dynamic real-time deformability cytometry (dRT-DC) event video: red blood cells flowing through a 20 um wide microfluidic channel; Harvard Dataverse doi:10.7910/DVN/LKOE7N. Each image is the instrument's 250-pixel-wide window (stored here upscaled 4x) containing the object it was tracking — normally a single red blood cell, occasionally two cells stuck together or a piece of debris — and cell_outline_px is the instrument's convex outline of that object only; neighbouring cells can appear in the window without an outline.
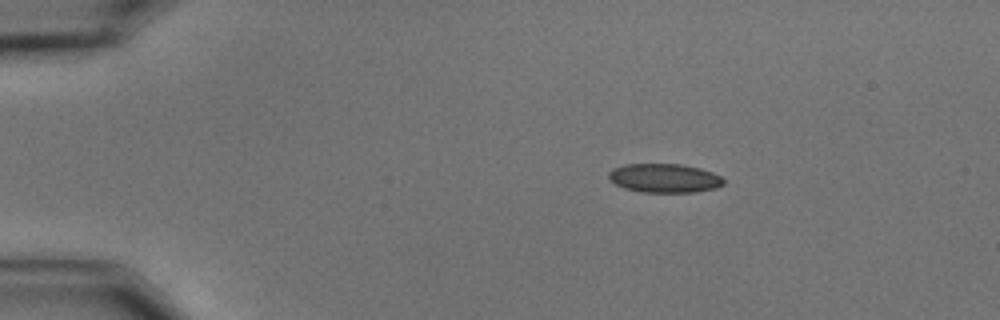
{"species": "common noctule bat (a hibernating species)", "species_latin": "Nyctalus noctula", "temperature_condition": "cold", "stored_images_in_passage": 48, "camera_frame_rate_fps": 3000, "um_per_image_px": 0.085, "animal": {"sex": "male", "body_mass_g": 15.6}, "frame": {"image": 1, "passage_image": 1, "time_ms": 0.0, "image_size_px": [1000, 320], "cell_outline_px": [[724, 184], [716, 188], [696, 192], [644, 192], [624, 188], [608, 180], [608, 172], [612, 168], [624, 164], [680, 164], [700, 168], [712, 172], [720, 176], [724, 180]], "centroid_in_image_um": [56.45, 15.14], "position_along_channel_um": 28.5, "area_um2": 19.48}}
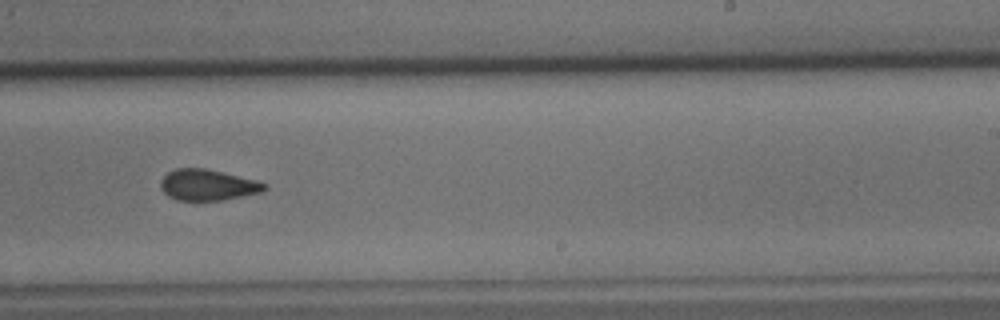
{"frame": {"image": 2, "passage_image": 27, "time_ms": 8.667, "image_size_px": [1000, 320], "cell_outline_px": [[268, 188], [264, 192], [224, 200], [176, 200], [168, 196], [160, 188], [160, 180], [168, 172], [176, 168], [204, 168], [256, 180], [268, 184]], "centroid_in_image_um": [17.67, 15.73], "position_along_channel_um": 271.3, "area_um2": 18.9}}
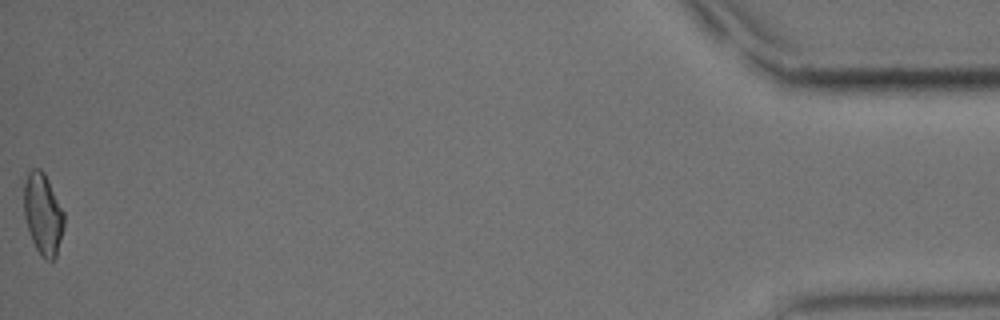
{"frame": {"image": 3, "passage_image": 48, "time_ms": 15.667, "image_size_px": [1000, 320], "cell_outline_px": [[64, 228], [56, 256], [52, 260], [44, 260], [40, 256], [32, 240], [24, 216], [24, 184], [28, 172], [32, 168], [40, 168], [44, 172], [64, 212]], "centroid_in_image_um": [3.65, 18.2], "position_along_channel_um": 431.5, "area_um2": 19.02}, "authors_computed_cell_mechanics": {"area_um2": 19.3341, "velocity_mm_per_s": 3.562, "shape_relaxation_time_tau1_ms": 10.0325, "shape_relaxation_time_tau2_ms": 3.6874, "deformation_change_tau1": 0.1666, "deformation_change_tau2": 0.0905}}